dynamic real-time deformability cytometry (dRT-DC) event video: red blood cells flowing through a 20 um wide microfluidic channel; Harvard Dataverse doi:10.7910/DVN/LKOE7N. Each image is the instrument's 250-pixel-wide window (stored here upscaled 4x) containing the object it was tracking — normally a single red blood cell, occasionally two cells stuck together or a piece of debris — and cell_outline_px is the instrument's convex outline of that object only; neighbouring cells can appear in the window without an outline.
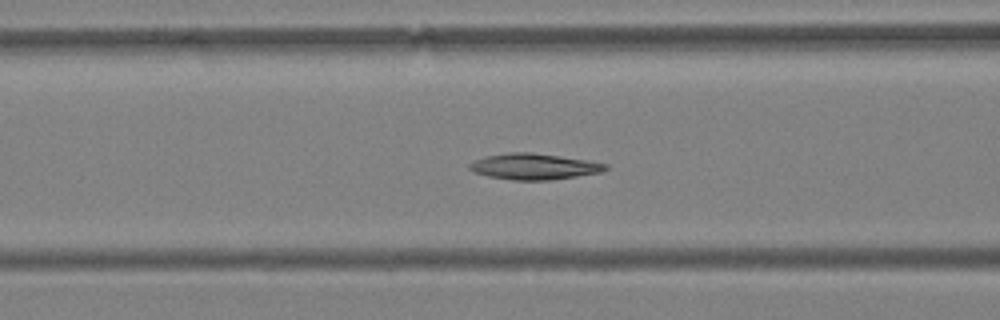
{"species": "Egyptian fruit bat (a non-hibernating species)", "species_latin": "Rousettus aegyptiacus", "temperature_condition": "warm", "stored_images_in_passage": 52, "camera_frame_rate_fps": 3000, "um_per_image_px": 0.085, "animal": {"sex": "female"}, "frame": {"image": 1, "passage_image": 19, "time_ms": 6.0, "image_size_px": [1000, 320], "cell_outline_px": [[608, 168], [600, 172], [552, 180], [512, 180], [488, 176], [476, 172], [468, 168], [468, 164], [476, 160], [488, 156], [508, 152], [532, 152], [584, 160], [608, 164]], "centroid_in_image_um": [45.38, 14.16], "position_along_channel_um": 121.2, "area_um2": 20.29}}
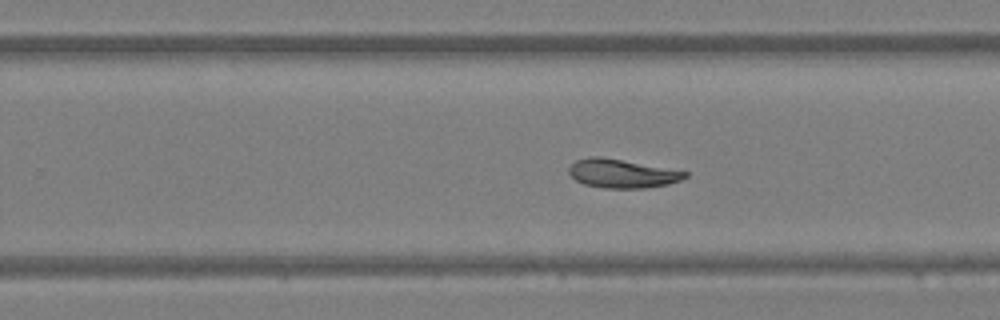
{"frame": {"image": 2, "passage_image": 32, "time_ms": 10.333, "image_size_px": [1000, 320], "cell_outline_px": [[688, 176], [680, 180], [668, 184], [644, 188], [604, 188], [584, 184], [576, 180], [568, 172], [568, 168], [576, 160], [588, 156], [600, 156], [688, 172]], "centroid_in_image_um": [52.84, 14.75], "position_along_channel_um": 277.0, "area_um2": 19.25}}
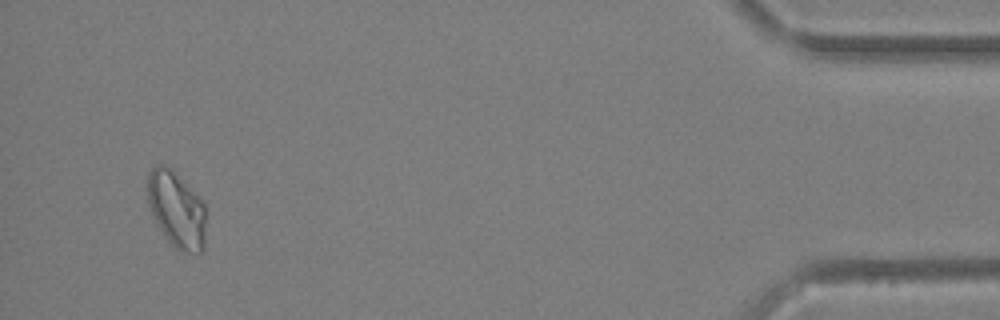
{"frame": {"image": 3, "passage_image": 50, "time_ms": 16.333, "image_size_px": [1000, 320], "cell_outline_px": [[204, 252], [180, 252], [164, 236], [156, 224], [152, 216], [148, 204], [148, 172], [156, 164], [164, 164], [172, 168], [204, 204]], "centroid_in_image_um": [14.97, 17.81], "position_along_channel_um": 420.2, "area_um2": 25.84}, "authors_computed_cell_mechanics": {"area_um2": 21.097, "velocity_mm_per_s": 3.6032, "shape_relaxation_time_tau1_ms": 8.6109, "shape_relaxation_time_tau2_ms": null, "deformation_change_tau1": 0.1941, "deformation_change_tau2": null}}